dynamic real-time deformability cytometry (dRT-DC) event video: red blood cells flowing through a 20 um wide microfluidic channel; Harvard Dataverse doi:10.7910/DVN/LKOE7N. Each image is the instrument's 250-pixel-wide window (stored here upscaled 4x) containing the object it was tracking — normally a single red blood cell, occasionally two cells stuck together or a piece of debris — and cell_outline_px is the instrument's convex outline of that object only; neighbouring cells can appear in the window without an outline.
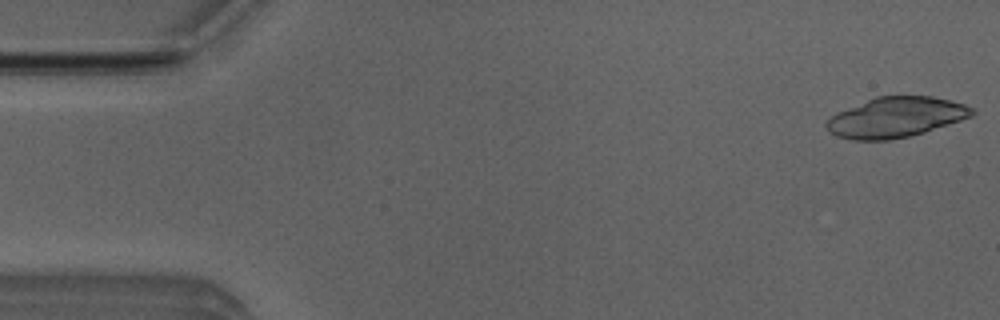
{"species": "Egyptian fruit bat (a non-hibernating species)", "species_latin": "Rousettus aegyptiacus", "temperature_condition": "room temperature", "stored_images_in_passage": 21, "camera_frame_rate_fps": 3000, "um_per_image_px": 0.085, "animal": {"sex": "male"}, "frame": {"image": 1, "passage_image": 1, "time_ms": 0.0, "image_size_px": [1000, 320], "cell_outline_px": [[976, 112], [972, 116], [924, 132], [908, 136], [888, 140], [852, 140], [836, 136], [828, 132], [824, 124], [836, 112], [876, 96], [932, 96], [952, 100], [964, 104], [972, 108]], "centroid_in_image_um": [76.11, 9.97], "position_along_channel_um": 8.9, "area_um2": 34.1}}